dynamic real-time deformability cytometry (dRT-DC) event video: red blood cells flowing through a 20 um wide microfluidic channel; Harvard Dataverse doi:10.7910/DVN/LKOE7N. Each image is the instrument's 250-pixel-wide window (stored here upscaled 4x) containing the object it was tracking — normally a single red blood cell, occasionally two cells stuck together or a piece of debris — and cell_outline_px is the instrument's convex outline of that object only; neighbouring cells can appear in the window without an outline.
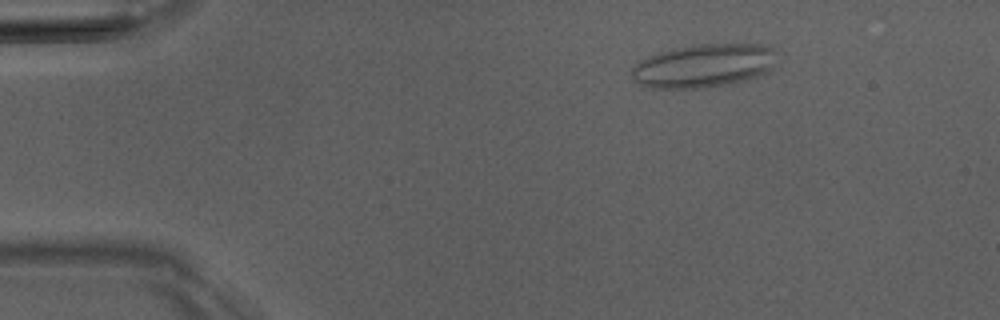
{"species": "Egyptian fruit bat (a non-hibernating species)", "species_latin": "Rousettus aegyptiacus", "temperature_condition": "room temperature", "stored_images_in_passage": 5, "camera_frame_rate_fps": 3000, "um_per_image_px": 0.085, "animal": {"sex": "male"}, "frame": {"image": 1, "passage_image": 3, "time_ms": 2.333, "image_size_px": [1000, 320], "cell_outline_px": [[776, 52], [772, 64], [768, 72], [756, 76], [728, 84], [696, 88], [652, 88], [640, 84], [632, 76], [632, 68], [640, 60], [648, 56], [672, 48], [692, 44], [768, 44], [776, 48]], "centroid_in_image_um": [59.82, 5.56], "position_along_channel_um": 25.2, "area_um2": 36.65}}